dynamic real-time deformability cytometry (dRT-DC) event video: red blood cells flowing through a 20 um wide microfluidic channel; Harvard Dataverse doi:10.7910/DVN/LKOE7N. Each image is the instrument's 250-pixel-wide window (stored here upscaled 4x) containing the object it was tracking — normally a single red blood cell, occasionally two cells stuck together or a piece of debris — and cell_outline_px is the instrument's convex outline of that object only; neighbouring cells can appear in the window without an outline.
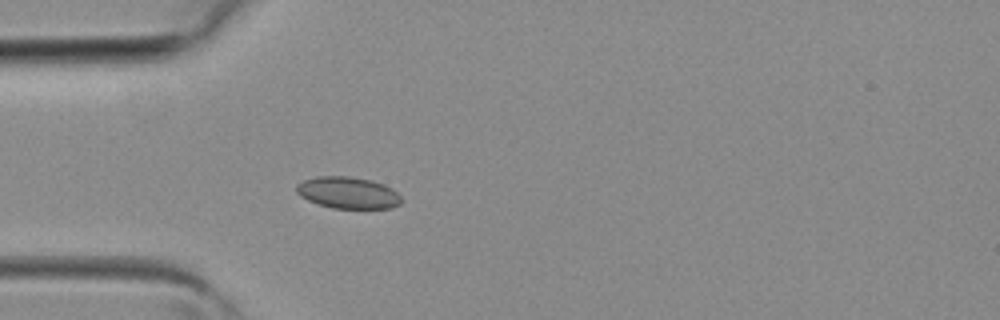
{"species": "common noctule bat (a hibernating species)", "species_latin": "Nyctalus noctula", "temperature_condition": "room temperature", "stored_images_in_passage": 2, "camera_frame_rate_fps": 3000, "um_per_image_px": 0.085, "animal": {"sex": "female", "body_mass_g": 19.3, "forearm_length_mm": 54.1}, "frame": {"image": 1, "passage_image": 2, "time_ms": 0.333, "image_size_px": [1000, 320], "cell_outline_px": [[400, 204], [392, 208], [332, 208], [308, 200], [300, 196], [296, 192], [296, 184], [304, 180], [316, 176], [348, 176], [372, 180], [384, 184], [392, 188], [400, 196]], "centroid_in_image_um": [29.57, 16.37], "position_along_channel_um": 55.4, "area_um2": 19.36}}